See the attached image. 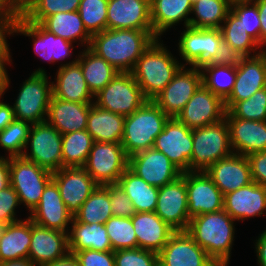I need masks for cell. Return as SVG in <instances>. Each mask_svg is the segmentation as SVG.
<instances>
[{
	"label": "cell",
	"instance_id": "cell-1",
	"mask_svg": "<svg viewBox=\"0 0 266 266\" xmlns=\"http://www.w3.org/2000/svg\"><path fill=\"white\" fill-rule=\"evenodd\" d=\"M156 39L153 30L106 29L92 35L89 48L118 72H131Z\"/></svg>",
	"mask_w": 266,
	"mask_h": 266
},
{
	"label": "cell",
	"instance_id": "cell-2",
	"mask_svg": "<svg viewBox=\"0 0 266 266\" xmlns=\"http://www.w3.org/2000/svg\"><path fill=\"white\" fill-rule=\"evenodd\" d=\"M235 220L223 209L190 218L187 233L218 265L228 266L233 241Z\"/></svg>",
	"mask_w": 266,
	"mask_h": 266
},
{
	"label": "cell",
	"instance_id": "cell-3",
	"mask_svg": "<svg viewBox=\"0 0 266 266\" xmlns=\"http://www.w3.org/2000/svg\"><path fill=\"white\" fill-rule=\"evenodd\" d=\"M183 63L156 39L137 60L131 74L147 100H153L173 79Z\"/></svg>",
	"mask_w": 266,
	"mask_h": 266
},
{
	"label": "cell",
	"instance_id": "cell-4",
	"mask_svg": "<svg viewBox=\"0 0 266 266\" xmlns=\"http://www.w3.org/2000/svg\"><path fill=\"white\" fill-rule=\"evenodd\" d=\"M169 117L154 103L147 100L131 115L125 116L121 144L128 157L154 147L156 137L163 131Z\"/></svg>",
	"mask_w": 266,
	"mask_h": 266
},
{
	"label": "cell",
	"instance_id": "cell-5",
	"mask_svg": "<svg viewBox=\"0 0 266 266\" xmlns=\"http://www.w3.org/2000/svg\"><path fill=\"white\" fill-rule=\"evenodd\" d=\"M192 138L190 171H206L218 160L234 153L226 119L202 128L192 129Z\"/></svg>",
	"mask_w": 266,
	"mask_h": 266
},
{
	"label": "cell",
	"instance_id": "cell-6",
	"mask_svg": "<svg viewBox=\"0 0 266 266\" xmlns=\"http://www.w3.org/2000/svg\"><path fill=\"white\" fill-rule=\"evenodd\" d=\"M48 79L45 69L38 68L23 82L12 106L15 119L31 125L46 121L52 97V82Z\"/></svg>",
	"mask_w": 266,
	"mask_h": 266
},
{
	"label": "cell",
	"instance_id": "cell-7",
	"mask_svg": "<svg viewBox=\"0 0 266 266\" xmlns=\"http://www.w3.org/2000/svg\"><path fill=\"white\" fill-rule=\"evenodd\" d=\"M10 185L31 213L38 205L44 188L52 180V172L22 156L9 157Z\"/></svg>",
	"mask_w": 266,
	"mask_h": 266
},
{
	"label": "cell",
	"instance_id": "cell-8",
	"mask_svg": "<svg viewBox=\"0 0 266 266\" xmlns=\"http://www.w3.org/2000/svg\"><path fill=\"white\" fill-rule=\"evenodd\" d=\"M21 156L52 173L60 170L62 134L47 121L32 124Z\"/></svg>",
	"mask_w": 266,
	"mask_h": 266
},
{
	"label": "cell",
	"instance_id": "cell-9",
	"mask_svg": "<svg viewBox=\"0 0 266 266\" xmlns=\"http://www.w3.org/2000/svg\"><path fill=\"white\" fill-rule=\"evenodd\" d=\"M146 101L131 72H118L94 97V104L99 108L123 116L131 115Z\"/></svg>",
	"mask_w": 266,
	"mask_h": 266
},
{
	"label": "cell",
	"instance_id": "cell-10",
	"mask_svg": "<svg viewBox=\"0 0 266 266\" xmlns=\"http://www.w3.org/2000/svg\"><path fill=\"white\" fill-rule=\"evenodd\" d=\"M83 168L98 185L117 184L128 168V156L121 143L94 141Z\"/></svg>",
	"mask_w": 266,
	"mask_h": 266
},
{
	"label": "cell",
	"instance_id": "cell-11",
	"mask_svg": "<svg viewBox=\"0 0 266 266\" xmlns=\"http://www.w3.org/2000/svg\"><path fill=\"white\" fill-rule=\"evenodd\" d=\"M223 40L220 29L185 27L178 42L179 56L195 69L209 65Z\"/></svg>",
	"mask_w": 266,
	"mask_h": 266
},
{
	"label": "cell",
	"instance_id": "cell-12",
	"mask_svg": "<svg viewBox=\"0 0 266 266\" xmlns=\"http://www.w3.org/2000/svg\"><path fill=\"white\" fill-rule=\"evenodd\" d=\"M201 85V69L181 66L153 101L169 118H176Z\"/></svg>",
	"mask_w": 266,
	"mask_h": 266
},
{
	"label": "cell",
	"instance_id": "cell-13",
	"mask_svg": "<svg viewBox=\"0 0 266 266\" xmlns=\"http://www.w3.org/2000/svg\"><path fill=\"white\" fill-rule=\"evenodd\" d=\"M153 148L164 153L182 173L190 171L192 129L176 118H169L165 123L163 131L156 137Z\"/></svg>",
	"mask_w": 266,
	"mask_h": 266
},
{
	"label": "cell",
	"instance_id": "cell-14",
	"mask_svg": "<svg viewBox=\"0 0 266 266\" xmlns=\"http://www.w3.org/2000/svg\"><path fill=\"white\" fill-rule=\"evenodd\" d=\"M155 213L175 231H187L191 217L188 214L185 172L159 188Z\"/></svg>",
	"mask_w": 266,
	"mask_h": 266
},
{
	"label": "cell",
	"instance_id": "cell-15",
	"mask_svg": "<svg viewBox=\"0 0 266 266\" xmlns=\"http://www.w3.org/2000/svg\"><path fill=\"white\" fill-rule=\"evenodd\" d=\"M225 114L224 101L202 84L176 119L189 129H196L222 121Z\"/></svg>",
	"mask_w": 266,
	"mask_h": 266
},
{
	"label": "cell",
	"instance_id": "cell-16",
	"mask_svg": "<svg viewBox=\"0 0 266 266\" xmlns=\"http://www.w3.org/2000/svg\"><path fill=\"white\" fill-rule=\"evenodd\" d=\"M128 168L146 183L158 188L173 182L182 174L164 153L153 147L128 157Z\"/></svg>",
	"mask_w": 266,
	"mask_h": 266
},
{
	"label": "cell",
	"instance_id": "cell-17",
	"mask_svg": "<svg viewBox=\"0 0 266 266\" xmlns=\"http://www.w3.org/2000/svg\"><path fill=\"white\" fill-rule=\"evenodd\" d=\"M188 214H200L223 210L224 195L205 171L185 172Z\"/></svg>",
	"mask_w": 266,
	"mask_h": 266
},
{
	"label": "cell",
	"instance_id": "cell-18",
	"mask_svg": "<svg viewBox=\"0 0 266 266\" xmlns=\"http://www.w3.org/2000/svg\"><path fill=\"white\" fill-rule=\"evenodd\" d=\"M67 210L74 216L98 184L83 167H62L52 173Z\"/></svg>",
	"mask_w": 266,
	"mask_h": 266
},
{
	"label": "cell",
	"instance_id": "cell-19",
	"mask_svg": "<svg viewBox=\"0 0 266 266\" xmlns=\"http://www.w3.org/2000/svg\"><path fill=\"white\" fill-rule=\"evenodd\" d=\"M266 87V50L246 56L236 66V81L230 96L224 101L226 111L236 102L250 98Z\"/></svg>",
	"mask_w": 266,
	"mask_h": 266
},
{
	"label": "cell",
	"instance_id": "cell-20",
	"mask_svg": "<svg viewBox=\"0 0 266 266\" xmlns=\"http://www.w3.org/2000/svg\"><path fill=\"white\" fill-rule=\"evenodd\" d=\"M162 266H218L187 231H176L158 253Z\"/></svg>",
	"mask_w": 266,
	"mask_h": 266
},
{
	"label": "cell",
	"instance_id": "cell-21",
	"mask_svg": "<svg viewBox=\"0 0 266 266\" xmlns=\"http://www.w3.org/2000/svg\"><path fill=\"white\" fill-rule=\"evenodd\" d=\"M15 33L32 38L35 53L50 63L72 56L73 43L46 30L40 23H33L19 17Z\"/></svg>",
	"mask_w": 266,
	"mask_h": 266
},
{
	"label": "cell",
	"instance_id": "cell-22",
	"mask_svg": "<svg viewBox=\"0 0 266 266\" xmlns=\"http://www.w3.org/2000/svg\"><path fill=\"white\" fill-rule=\"evenodd\" d=\"M68 253V233L40 226L31 220V243L28 258L35 266H44Z\"/></svg>",
	"mask_w": 266,
	"mask_h": 266
},
{
	"label": "cell",
	"instance_id": "cell-23",
	"mask_svg": "<svg viewBox=\"0 0 266 266\" xmlns=\"http://www.w3.org/2000/svg\"><path fill=\"white\" fill-rule=\"evenodd\" d=\"M34 223L69 233L73 215L67 210L56 183L51 180L44 188L38 205L28 216Z\"/></svg>",
	"mask_w": 266,
	"mask_h": 266
},
{
	"label": "cell",
	"instance_id": "cell-24",
	"mask_svg": "<svg viewBox=\"0 0 266 266\" xmlns=\"http://www.w3.org/2000/svg\"><path fill=\"white\" fill-rule=\"evenodd\" d=\"M107 29L153 30L150 0H109Z\"/></svg>",
	"mask_w": 266,
	"mask_h": 266
},
{
	"label": "cell",
	"instance_id": "cell-25",
	"mask_svg": "<svg viewBox=\"0 0 266 266\" xmlns=\"http://www.w3.org/2000/svg\"><path fill=\"white\" fill-rule=\"evenodd\" d=\"M230 143L235 154L247 156L266 151V121H253L233 117L226 111Z\"/></svg>",
	"mask_w": 266,
	"mask_h": 266
},
{
	"label": "cell",
	"instance_id": "cell-26",
	"mask_svg": "<svg viewBox=\"0 0 266 266\" xmlns=\"http://www.w3.org/2000/svg\"><path fill=\"white\" fill-rule=\"evenodd\" d=\"M205 172L223 195L253 182L247 157L235 153L218 160Z\"/></svg>",
	"mask_w": 266,
	"mask_h": 266
},
{
	"label": "cell",
	"instance_id": "cell-27",
	"mask_svg": "<svg viewBox=\"0 0 266 266\" xmlns=\"http://www.w3.org/2000/svg\"><path fill=\"white\" fill-rule=\"evenodd\" d=\"M223 209L238 222L266 215V187L251 182L247 186L225 194Z\"/></svg>",
	"mask_w": 266,
	"mask_h": 266
},
{
	"label": "cell",
	"instance_id": "cell-28",
	"mask_svg": "<svg viewBox=\"0 0 266 266\" xmlns=\"http://www.w3.org/2000/svg\"><path fill=\"white\" fill-rule=\"evenodd\" d=\"M56 76V81L52 82L53 97L78 103H94L95 96L88 88L77 57L69 63L60 64Z\"/></svg>",
	"mask_w": 266,
	"mask_h": 266
},
{
	"label": "cell",
	"instance_id": "cell-29",
	"mask_svg": "<svg viewBox=\"0 0 266 266\" xmlns=\"http://www.w3.org/2000/svg\"><path fill=\"white\" fill-rule=\"evenodd\" d=\"M131 221L137 238V248L159 253L176 232L155 212H136Z\"/></svg>",
	"mask_w": 266,
	"mask_h": 266
},
{
	"label": "cell",
	"instance_id": "cell-30",
	"mask_svg": "<svg viewBox=\"0 0 266 266\" xmlns=\"http://www.w3.org/2000/svg\"><path fill=\"white\" fill-rule=\"evenodd\" d=\"M93 103H78L51 97L46 121L61 134L85 130Z\"/></svg>",
	"mask_w": 266,
	"mask_h": 266
},
{
	"label": "cell",
	"instance_id": "cell-31",
	"mask_svg": "<svg viewBox=\"0 0 266 266\" xmlns=\"http://www.w3.org/2000/svg\"><path fill=\"white\" fill-rule=\"evenodd\" d=\"M192 5V0H150L153 33L161 38L163 33L177 26L180 21H184V26L188 27Z\"/></svg>",
	"mask_w": 266,
	"mask_h": 266
},
{
	"label": "cell",
	"instance_id": "cell-32",
	"mask_svg": "<svg viewBox=\"0 0 266 266\" xmlns=\"http://www.w3.org/2000/svg\"><path fill=\"white\" fill-rule=\"evenodd\" d=\"M125 116L99 108L90 107L86 131L95 142L121 143Z\"/></svg>",
	"mask_w": 266,
	"mask_h": 266
},
{
	"label": "cell",
	"instance_id": "cell-33",
	"mask_svg": "<svg viewBox=\"0 0 266 266\" xmlns=\"http://www.w3.org/2000/svg\"><path fill=\"white\" fill-rule=\"evenodd\" d=\"M31 219L27 217L4 226L0 236V262L28 258Z\"/></svg>",
	"mask_w": 266,
	"mask_h": 266
},
{
	"label": "cell",
	"instance_id": "cell-34",
	"mask_svg": "<svg viewBox=\"0 0 266 266\" xmlns=\"http://www.w3.org/2000/svg\"><path fill=\"white\" fill-rule=\"evenodd\" d=\"M68 233L69 252L90 249L97 251H110L112 245L103 224H85L78 222L74 217Z\"/></svg>",
	"mask_w": 266,
	"mask_h": 266
},
{
	"label": "cell",
	"instance_id": "cell-35",
	"mask_svg": "<svg viewBox=\"0 0 266 266\" xmlns=\"http://www.w3.org/2000/svg\"><path fill=\"white\" fill-rule=\"evenodd\" d=\"M79 54L77 63L81 67L89 90L95 96L116 76L118 71L89 47H84Z\"/></svg>",
	"mask_w": 266,
	"mask_h": 266
},
{
	"label": "cell",
	"instance_id": "cell-36",
	"mask_svg": "<svg viewBox=\"0 0 266 266\" xmlns=\"http://www.w3.org/2000/svg\"><path fill=\"white\" fill-rule=\"evenodd\" d=\"M40 24L58 37L72 43L78 40L86 48L90 46L92 36L85 29L78 11L58 12L46 17Z\"/></svg>",
	"mask_w": 266,
	"mask_h": 266
},
{
	"label": "cell",
	"instance_id": "cell-37",
	"mask_svg": "<svg viewBox=\"0 0 266 266\" xmlns=\"http://www.w3.org/2000/svg\"><path fill=\"white\" fill-rule=\"evenodd\" d=\"M117 184L126 193L136 212H155L159 188L149 185L127 168Z\"/></svg>",
	"mask_w": 266,
	"mask_h": 266
},
{
	"label": "cell",
	"instance_id": "cell-38",
	"mask_svg": "<svg viewBox=\"0 0 266 266\" xmlns=\"http://www.w3.org/2000/svg\"><path fill=\"white\" fill-rule=\"evenodd\" d=\"M231 8L229 0H198L192 5L189 27L219 29Z\"/></svg>",
	"mask_w": 266,
	"mask_h": 266
},
{
	"label": "cell",
	"instance_id": "cell-39",
	"mask_svg": "<svg viewBox=\"0 0 266 266\" xmlns=\"http://www.w3.org/2000/svg\"><path fill=\"white\" fill-rule=\"evenodd\" d=\"M110 204L109 185H98L73 217L81 223L104 225L113 216Z\"/></svg>",
	"mask_w": 266,
	"mask_h": 266
},
{
	"label": "cell",
	"instance_id": "cell-40",
	"mask_svg": "<svg viewBox=\"0 0 266 266\" xmlns=\"http://www.w3.org/2000/svg\"><path fill=\"white\" fill-rule=\"evenodd\" d=\"M222 38L244 57L259 54L264 49L247 33L240 19L230 10L220 26ZM260 49V51H257ZM254 54H252V52ZM258 52V53H257Z\"/></svg>",
	"mask_w": 266,
	"mask_h": 266
},
{
	"label": "cell",
	"instance_id": "cell-41",
	"mask_svg": "<svg viewBox=\"0 0 266 266\" xmlns=\"http://www.w3.org/2000/svg\"><path fill=\"white\" fill-rule=\"evenodd\" d=\"M93 142L86 129L62 134V167H83Z\"/></svg>",
	"mask_w": 266,
	"mask_h": 266
},
{
	"label": "cell",
	"instance_id": "cell-42",
	"mask_svg": "<svg viewBox=\"0 0 266 266\" xmlns=\"http://www.w3.org/2000/svg\"><path fill=\"white\" fill-rule=\"evenodd\" d=\"M81 0H23L21 17L33 23H41L58 12L78 11Z\"/></svg>",
	"mask_w": 266,
	"mask_h": 266
},
{
	"label": "cell",
	"instance_id": "cell-43",
	"mask_svg": "<svg viewBox=\"0 0 266 266\" xmlns=\"http://www.w3.org/2000/svg\"><path fill=\"white\" fill-rule=\"evenodd\" d=\"M202 84L225 101L233 91L236 67L206 65L201 69Z\"/></svg>",
	"mask_w": 266,
	"mask_h": 266
},
{
	"label": "cell",
	"instance_id": "cell-44",
	"mask_svg": "<svg viewBox=\"0 0 266 266\" xmlns=\"http://www.w3.org/2000/svg\"><path fill=\"white\" fill-rule=\"evenodd\" d=\"M112 251L137 248V238L131 218L112 216L104 224Z\"/></svg>",
	"mask_w": 266,
	"mask_h": 266
},
{
	"label": "cell",
	"instance_id": "cell-45",
	"mask_svg": "<svg viewBox=\"0 0 266 266\" xmlns=\"http://www.w3.org/2000/svg\"><path fill=\"white\" fill-rule=\"evenodd\" d=\"M109 0H81L78 12L87 32L92 36L107 29Z\"/></svg>",
	"mask_w": 266,
	"mask_h": 266
},
{
	"label": "cell",
	"instance_id": "cell-46",
	"mask_svg": "<svg viewBox=\"0 0 266 266\" xmlns=\"http://www.w3.org/2000/svg\"><path fill=\"white\" fill-rule=\"evenodd\" d=\"M30 127V123L15 119L0 132V147L9 153L7 157L22 155Z\"/></svg>",
	"mask_w": 266,
	"mask_h": 266
},
{
	"label": "cell",
	"instance_id": "cell-47",
	"mask_svg": "<svg viewBox=\"0 0 266 266\" xmlns=\"http://www.w3.org/2000/svg\"><path fill=\"white\" fill-rule=\"evenodd\" d=\"M227 111L236 118L266 121V87L250 98L234 103Z\"/></svg>",
	"mask_w": 266,
	"mask_h": 266
},
{
	"label": "cell",
	"instance_id": "cell-48",
	"mask_svg": "<svg viewBox=\"0 0 266 266\" xmlns=\"http://www.w3.org/2000/svg\"><path fill=\"white\" fill-rule=\"evenodd\" d=\"M230 10L240 19L247 33L261 46V22L257 4L255 2L233 3Z\"/></svg>",
	"mask_w": 266,
	"mask_h": 266
},
{
	"label": "cell",
	"instance_id": "cell-49",
	"mask_svg": "<svg viewBox=\"0 0 266 266\" xmlns=\"http://www.w3.org/2000/svg\"><path fill=\"white\" fill-rule=\"evenodd\" d=\"M115 266H157L159 264L158 253L135 249H120L114 251Z\"/></svg>",
	"mask_w": 266,
	"mask_h": 266
},
{
	"label": "cell",
	"instance_id": "cell-50",
	"mask_svg": "<svg viewBox=\"0 0 266 266\" xmlns=\"http://www.w3.org/2000/svg\"><path fill=\"white\" fill-rule=\"evenodd\" d=\"M19 205L18 195L11 185L0 190V223L8 225L22 220L17 218L15 212Z\"/></svg>",
	"mask_w": 266,
	"mask_h": 266
},
{
	"label": "cell",
	"instance_id": "cell-51",
	"mask_svg": "<svg viewBox=\"0 0 266 266\" xmlns=\"http://www.w3.org/2000/svg\"><path fill=\"white\" fill-rule=\"evenodd\" d=\"M109 195L113 216L131 218L136 213L133 203L118 184H109Z\"/></svg>",
	"mask_w": 266,
	"mask_h": 266
},
{
	"label": "cell",
	"instance_id": "cell-52",
	"mask_svg": "<svg viewBox=\"0 0 266 266\" xmlns=\"http://www.w3.org/2000/svg\"><path fill=\"white\" fill-rule=\"evenodd\" d=\"M80 266H115L114 251L85 249L74 254Z\"/></svg>",
	"mask_w": 266,
	"mask_h": 266
},
{
	"label": "cell",
	"instance_id": "cell-53",
	"mask_svg": "<svg viewBox=\"0 0 266 266\" xmlns=\"http://www.w3.org/2000/svg\"><path fill=\"white\" fill-rule=\"evenodd\" d=\"M243 57L241 53L233 49L226 41L222 40L210 64L236 67L242 61Z\"/></svg>",
	"mask_w": 266,
	"mask_h": 266
},
{
	"label": "cell",
	"instance_id": "cell-54",
	"mask_svg": "<svg viewBox=\"0 0 266 266\" xmlns=\"http://www.w3.org/2000/svg\"><path fill=\"white\" fill-rule=\"evenodd\" d=\"M246 157L250 165L252 181L266 187V151L255 152Z\"/></svg>",
	"mask_w": 266,
	"mask_h": 266
},
{
	"label": "cell",
	"instance_id": "cell-55",
	"mask_svg": "<svg viewBox=\"0 0 266 266\" xmlns=\"http://www.w3.org/2000/svg\"><path fill=\"white\" fill-rule=\"evenodd\" d=\"M20 16L19 0H0V23H17Z\"/></svg>",
	"mask_w": 266,
	"mask_h": 266
},
{
	"label": "cell",
	"instance_id": "cell-56",
	"mask_svg": "<svg viewBox=\"0 0 266 266\" xmlns=\"http://www.w3.org/2000/svg\"><path fill=\"white\" fill-rule=\"evenodd\" d=\"M16 23H0V55H11L7 35L15 34Z\"/></svg>",
	"mask_w": 266,
	"mask_h": 266
},
{
	"label": "cell",
	"instance_id": "cell-57",
	"mask_svg": "<svg viewBox=\"0 0 266 266\" xmlns=\"http://www.w3.org/2000/svg\"><path fill=\"white\" fill-rule=\"evenodd\" d=\"M4 96L0 93V98ZM15 120L14 111L12 105L0 100V132L4 130L11 122Z\"/></svg>",
	"mask_w": 266,
	"mask_h": 266
},
{
	"label": "cell",
	"instance_id": "cell-58",
	"mask_svg": "<svg viewBox=\"0 0 266 266\" xmlns=\"http://www.w3.org/2000/svg\"><path fill=\"white\" fill-rule=\"evenodd\" d=\"M11 58V55H0V93L3 95L9 88L11 82L5 66L12 63Z\"/></svg>",
	"mask_w": 266,
	"mask_h": 266
},
{
	"label": "cell",
	"instance_id": "cell-59",
	"mask_svg": "<svg viewBox=\"0 0 266 266\" xmlns=\"http://www.w3.org/2000/svg\"><path fill=\"white\" fill-rule=\"evenodd\" d=\"M255 252L259 266H266V229L255 240Z\"/></svg>",
	"mask_w": 266,
	"mask_h": 266
},
{
	"label": "cell",
	"instance_id": "cell-60",
	"mask_svg": "<svg viewBox=\"0 0 266 266\" xmlns=\"http://www.w3.org/2000/svg\"><path fill=\"white\" fill-rule=\"evenodd\" d=\"M255 3L260 13L261 24V47L266 50V0H256Z\"/></svg>",
	"mask_w": 266,
	"mask_h": 266
},
{
	"label": "cell",
	"instance_id": "cell-61",
	"mask_svg": "<svg viewBox=\"0 0 266 266\" xmlns=\"http://www.w3.org/2000/svg\"><path fill=\"white\" fill-rule=\"evenodd\" d=\"M9 157L0 156V190L10 185Z\"/></svg>",
	"mask_w": 266,
	"mask_h": 266
},
{
	"label": "cell",
	"instance_id": "cell-62",
	"mask_svg": "<svg viewBox=\"0 0 266 266\" xmlns=\"http://www.w3.org/2000/svg\"><path fill=\"white\" fill-rule=\"evenodd\" d=\"M44 266H80V263L76 256L69 252L66 256L45 264Z\"/></svg>",
	"mask_w": 266,
	"mask_h": 266
},
{
	"label": "cell",
	"instance_id": "cell-63",
	"mask_svg": "<svg viewBox=\"0 0 266 266\" xmlns=\"http://www.w3.org/2000/svg\"><path fill=\"white\" fill-rule=\"evenodd\" d=\"M0 266H35L29 258L0 262Z\"/></svg>",
	"mask_w": 266,
	"mask_h": 266
},
{
	"label": "cell",
	"instance_id": "cell-64",
	"mask_svg": "<svg viewBox=\"0 0 266 266\" xmlns=\"http://www.w3.org/2000/svg\"><path fill=\"white\" fill-rule=\"evenodd\" d=\"M231 4L239 2H255L256 0H229Z\"/></svg>",
	"mask_w": 266,
	"mask_h": 266
},
{
	"label": "cell",
	"instance_id": "cell-65",
	"mask_svg": "<svg viewBox=\"0 0 266 266\" xmlns=\"http://www.w3.org/2000/svg\"><path fill=\"white\" fill-rule=\"evenodd\" d=\"M4 224H2V223H0V236H1V233H2V231H3V229H4Z\"/></svg>",
	"mask_w": 266,
	"mask_h": 266
}]
</instances>
